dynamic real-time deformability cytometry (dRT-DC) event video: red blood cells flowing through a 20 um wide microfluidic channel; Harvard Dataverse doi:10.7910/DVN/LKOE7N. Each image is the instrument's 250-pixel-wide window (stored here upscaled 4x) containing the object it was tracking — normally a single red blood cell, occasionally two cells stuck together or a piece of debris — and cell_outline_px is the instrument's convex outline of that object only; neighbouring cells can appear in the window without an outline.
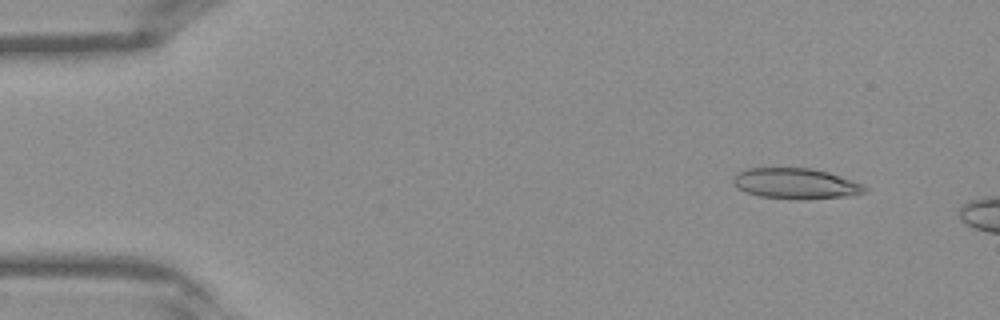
{"species": "Egyptian fruit bat (a non-hibernating species)", "species_latin": "Rousettus aegyptiacus", "temperature_condition": "warm", "stored_images_in_passage": 8, "camera_frame_rate_fps": 3000, "um_per_image_px": 0.085, "frame": {"image": 1, "passage_image": 4, "time_ms": 1.0, "image_size_px": [1000, 320], "cell_outline_px": [[868, 192], [848, 196], [804, 200], [800, 200], [760, 196], [744, 192], [732, 184], [732, 180], [740, 172], [748, 168], [812, 168], [828, 172], [864, 184], [868, 188]], "centroid_in_image_um": [67.68, 15.62], "position_along_channel_um": 17.3, "area_um2": 23.7}}